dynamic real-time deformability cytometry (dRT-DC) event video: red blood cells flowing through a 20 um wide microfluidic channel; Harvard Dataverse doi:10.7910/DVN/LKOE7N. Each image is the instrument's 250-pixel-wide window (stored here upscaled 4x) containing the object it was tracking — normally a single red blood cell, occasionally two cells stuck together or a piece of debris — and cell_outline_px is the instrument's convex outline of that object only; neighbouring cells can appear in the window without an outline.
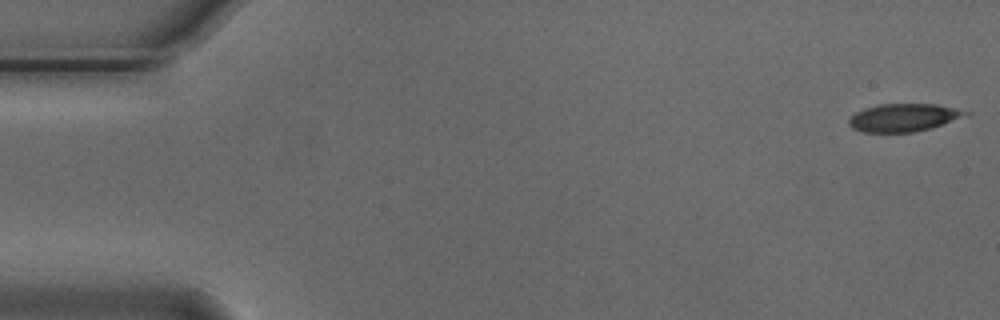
{"species": "Egyptian fruit bat (a non-hibernating species)", "species_latin": "Rousettus aegyptiacus", "temperature_condition": "cold", "stored_images_in_passage": 10, "camera_frame_rate_fps": 3000, "um_per_image_px": 0.085, "animal": {"sex": "male"}, "frame": {"image": 1, "passage_image": 1, "time_ms": 0.0, "image_size_px": [1000, 320], "cell_outline_px": [[972, 116], [932, 128], [912, 132], [864, 132], [852, 128], [848, 124], [848, 120], [856, 112], [864, 108], [880, 104], [936, 104], [972, 112]], "centroid_in_image_um": [76.9, 9.99], "position_along_channel_um": 8.1, "area_um2": 19.25}}